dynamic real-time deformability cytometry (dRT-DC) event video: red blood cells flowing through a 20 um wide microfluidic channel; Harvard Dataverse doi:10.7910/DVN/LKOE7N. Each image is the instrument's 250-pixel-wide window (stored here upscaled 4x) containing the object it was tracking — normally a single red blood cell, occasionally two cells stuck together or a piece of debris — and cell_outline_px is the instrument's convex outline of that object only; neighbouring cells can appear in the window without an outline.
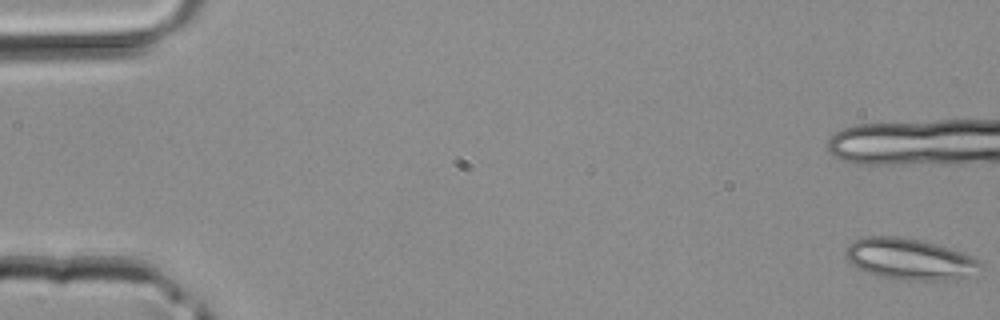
{"species": "common noctule bat (a hibernating species)", "species_latin": "Nyctalus noctula", "temperature_condition": "room temperature", "stored_images_in_passage": 46, "camera_frame_rate_fps": 3000, "um_per_image_px": 0.085, "animal": {"sex": "male", "body_mass_g": 20.4}, "frame": {"image": 1, "passage_image": 1, "time_ms": 0.0, "image_size_px": [1000, 320], "cell_outline_px": [[984, 264], [956, 280], [900, 280], [868, 272], [856, 268], [844, 256], [844, 252], [848, 244], [852, 240], [860, 236], [896, 236], [920, 240], [948, 248], [972, 256], [980, 260]], "centroid_in_image_um": [77.23, 22.0], "position_along_channel_um": 7.8, "area_um2": 32.14}}